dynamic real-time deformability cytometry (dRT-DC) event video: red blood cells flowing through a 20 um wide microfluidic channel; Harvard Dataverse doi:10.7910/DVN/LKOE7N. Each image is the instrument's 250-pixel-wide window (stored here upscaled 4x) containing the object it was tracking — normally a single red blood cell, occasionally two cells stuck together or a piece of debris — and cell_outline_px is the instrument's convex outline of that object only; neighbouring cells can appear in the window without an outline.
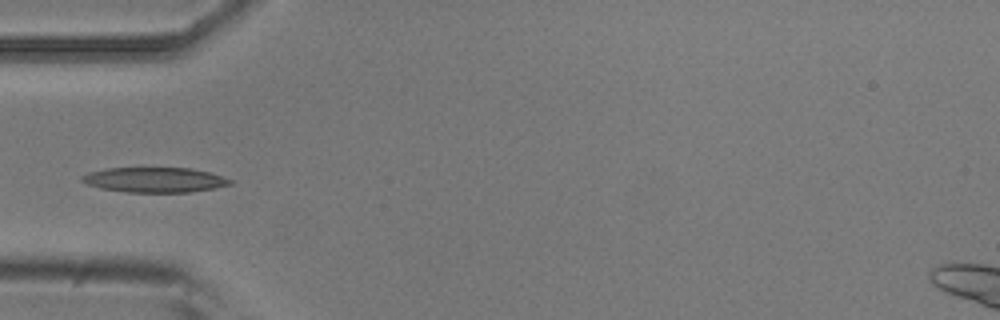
{"species": "common noctule bat (a hibernating species)", "species_latin": "Nyctalus noctula", "temperature_condition": "room temperature", "stored_images_in_passage": 5, "camera_frame_rate_fps": 3000, "um_per_image_px": 0.085, "animal": {"sex": "male", "body_mass_g": 20.5, "forearm_length_mm": 52.5}, "frame": {"image": 1, "passage_image": 5, "time_ms": 1.333, "image_size_px": [1000, 320], "cell_outline_px": [[232, 184], [216, 188], [192, 192], [128, 192], [100, 188], [88, 184], [80, 180], [80, 176], [88, 172], [104, 168], [192, 168], [208, 172], [232, 180]], "centroid_in_image_um": [13.12, 15.28], "position_along_channel_um": 71.9, "area_um2": 21.62}}